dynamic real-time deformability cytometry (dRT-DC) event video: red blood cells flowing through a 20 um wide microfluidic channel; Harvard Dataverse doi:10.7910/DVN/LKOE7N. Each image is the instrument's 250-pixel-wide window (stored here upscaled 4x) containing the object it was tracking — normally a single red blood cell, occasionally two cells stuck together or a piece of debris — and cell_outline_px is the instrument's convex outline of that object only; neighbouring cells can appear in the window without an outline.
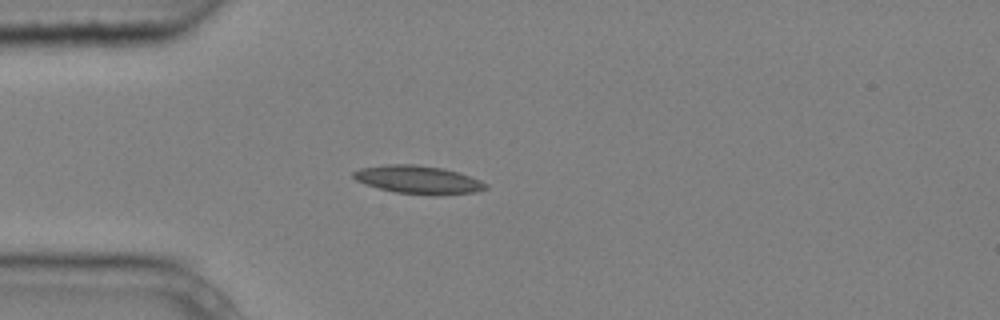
{"species": "common noctule bat (a hibernating species)", "species_latin": "Nyctalus noctula", "temperature_condition": "cold", "stored_images_in_passage": 5, "camera_frame_rate_fps": 3000, "um_per_image_px": 0.085, "animal": {"sex": "male", "body_mass_g": 20.4}, "frame": {"image": 1, "passage_image": 4, "time_ms": 1.0, "image_size_px": [1000, 320], "cell_outline_px": [[488, 188], [476, 192], [436, 196], [396, 192], [364, 184], [356, 180], [352, 176], [352, 172], [360, 168], [388, 164], [416, 164], [444, 168], [480, 180], [488, 184]], "centroid_in_image_um": [35.55, 15.28], "position_along_channel_um": 49.4, "area_um2": 21.79}}